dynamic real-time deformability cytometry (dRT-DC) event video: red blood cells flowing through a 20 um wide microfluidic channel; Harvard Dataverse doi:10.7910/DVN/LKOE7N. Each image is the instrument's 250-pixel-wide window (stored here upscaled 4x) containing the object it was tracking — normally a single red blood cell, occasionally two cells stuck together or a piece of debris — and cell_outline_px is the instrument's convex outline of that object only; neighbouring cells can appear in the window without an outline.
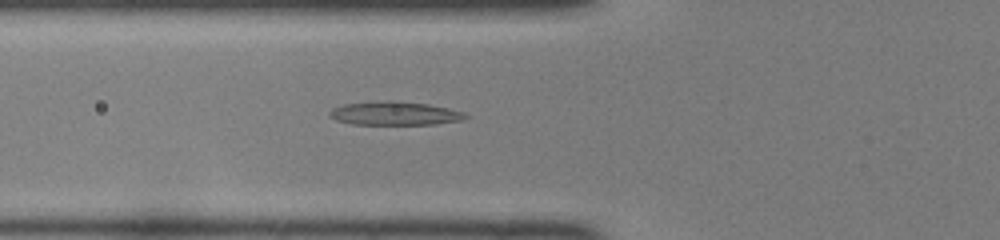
{"species": "common noctule bat (a hibernating species)", "species_latin": "Nyctalus noctula", "temperature_condition": "room temperature", "stored_images_in_passage": 38, "camera_frame_rate_fps": 3000, "um_per_image_px": 0.085, "animal": {"sex": "female", "body_mass_g": 22.0, "forearm_length_mm": 56.7}, "frame": {"image": 1, "passage_image": 8, "time_ms": 2.333, "image_size_px": [1000, 240], "cell_outline_px": [[468, 116], [464, 120], [436, 124], [352, 124], [336, 120], [328, 116], [328, 112], [332, 108], [344, 104], [380, 100], [392, 100], [428, 104], [448, 108], [464, 112]], "centroid_in_image_um": [33.53, 9.63], "position_along_channel_um": 92.3, "area_um2": 18.84}}
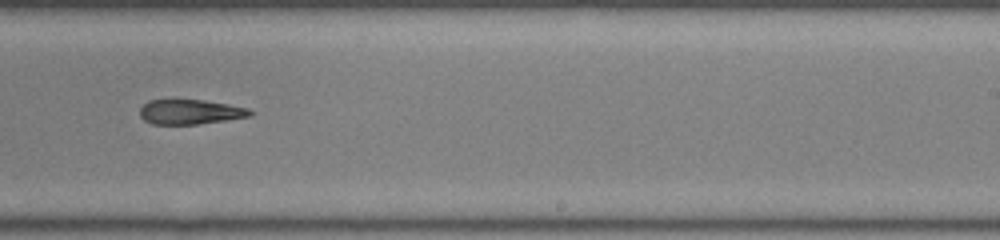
{"frame": {"image": 2, "passage_image": 21, "time_ms": 6.667, "image_size_px": [1000, 240], "cell_outline_px": [[252, 116], [196, 124], [152, 124], [144, 120], [140, 116], [140, 108], [148, 100], [204, 100], [228, 104], [248, 108], [252, 112]], "centroid_in_image_um": [16.15, 9.51], "position_along_channel_um": 272.8, "area_um2": 15.78}}
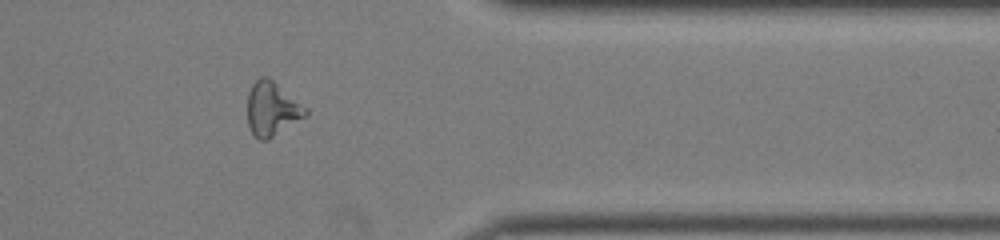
{"frame": {"image": 3, "passage_image": 30, "time_ms": 9.667, "image_size_px": [1000, 240], "cell_outline_px": [[308, 116], [268, 140], [260, 140], [252, 132], [248, 124], [248, 92], [252, 84], [260, 76], [268, 76], [308, 108]], "centroid_in_image_um": [23.15, 9.25], "position_along_channel_um": 388.3, "area_um2": 18.5}}